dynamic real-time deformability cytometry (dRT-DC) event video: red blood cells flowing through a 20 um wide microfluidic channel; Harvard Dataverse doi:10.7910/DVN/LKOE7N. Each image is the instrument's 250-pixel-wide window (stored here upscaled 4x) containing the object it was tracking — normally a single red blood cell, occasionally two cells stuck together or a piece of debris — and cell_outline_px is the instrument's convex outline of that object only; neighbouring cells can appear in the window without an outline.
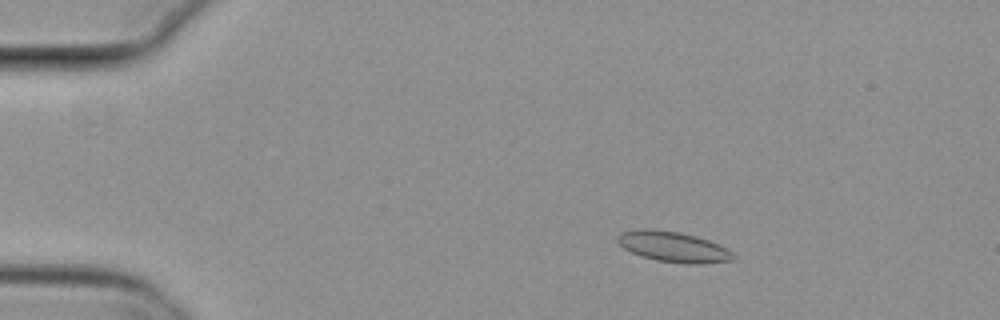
{"species": "common noctule bat (a hibernating species)", "species_latin": "Nyctalus noctula", "temperature_condition": "cold", "stored_images_in_passage": 4, "camera_frame_rate_fps": 3000, "um_per_image_px": 0.085, "animal": {"sex": "female", "body_mass_g": 29.2, "forearm_length_mm": 56.3}, "frame": {"image": 1, "passage_image": 2, "time_ms": 0.333, "image_size_px": [1000, 320], "cell_outline_px": [[736, 256], [732, 260], [700, 264], [688, 264], [656, 260], [640, 256], [624, 248], [616, 240], [616, 236], [620, 232], [636, 228], [652, 228], [680, 232], [696, 236], [708, 240], [732, 252]], "centroid_in_image_um": [57.16, 20.96], "position_along_channel_um": 27.8, "area_um2": 20.63}}